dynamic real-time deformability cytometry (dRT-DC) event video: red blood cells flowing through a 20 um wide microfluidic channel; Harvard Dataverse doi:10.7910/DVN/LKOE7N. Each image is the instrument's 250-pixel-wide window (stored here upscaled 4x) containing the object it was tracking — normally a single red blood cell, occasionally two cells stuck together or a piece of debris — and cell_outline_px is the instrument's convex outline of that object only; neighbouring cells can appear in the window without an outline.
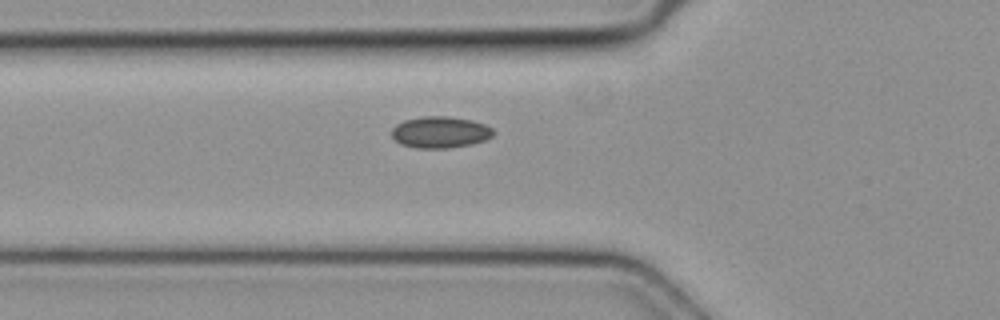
{"species": "common noctule bat (a hibernating species)", "species_latin": "Nyctalus noctula", "temperature_condition": "cold", "stored_images_in_passage": 3, "camera_frame_rate_fps": 3000, "um_per_image_px": 0.085, "animal": {"sex": "female", "body_mass_g": 19.3, "forearm_length_mm": 54.1}, "frame": {"image": 1, "passage_image": 3, "time_ms": 0.667, "image_size_px": [1000, 320], "cell_outline_px": [[496, 132], [492, 136], [484, 140], [472, 144], [448, 148], [416, 148], [400, 144], [392, 136], [392, 128], [396, 124], [404, 120], [424, 116], [448, 116], [472, 120], [484, 124], [492, 128]], "centroid_in_image_um": [37.42, 11.23], "position_along_channel_um": 88.4, "area_um2": 18.73}}